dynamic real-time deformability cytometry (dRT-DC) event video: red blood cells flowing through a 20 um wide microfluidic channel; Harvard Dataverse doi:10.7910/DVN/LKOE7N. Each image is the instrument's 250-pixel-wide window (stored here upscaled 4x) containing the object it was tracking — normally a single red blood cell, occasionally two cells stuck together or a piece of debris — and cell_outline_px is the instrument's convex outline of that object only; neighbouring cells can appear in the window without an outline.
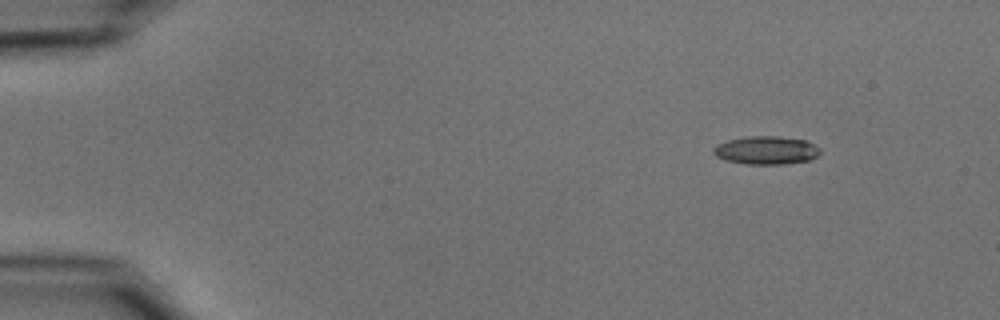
{"species": "common noctule bat (a hibernating species)", "species_latin": "Nyctalus noctula", "temperature_condition": "cold", "stored_images_in_passage": 4, "camera_frame_rate_fps": 3000, "um_per_image_px": 0.085, "animal": {"sex": "male", "body_mass_g": 15.6}, "frame": {"image": 1, "passage_image": 1, "time_ms": 0.0, "image_size_px": [1000, 320], "cell_outline_px": [[820, 152], [816, 156], [808, 160], [784, 164], [744, 164], [728, 160], [716, 156], [712, 152], [712, 148], [716, 144], [728, 140], [748, 136], [780, 136], [804, 140], [820, 148]], "centroid_in_image_um": [65.09, 12.77], "position_along_channel_um": 19.9, "area_um2": 17.46}}